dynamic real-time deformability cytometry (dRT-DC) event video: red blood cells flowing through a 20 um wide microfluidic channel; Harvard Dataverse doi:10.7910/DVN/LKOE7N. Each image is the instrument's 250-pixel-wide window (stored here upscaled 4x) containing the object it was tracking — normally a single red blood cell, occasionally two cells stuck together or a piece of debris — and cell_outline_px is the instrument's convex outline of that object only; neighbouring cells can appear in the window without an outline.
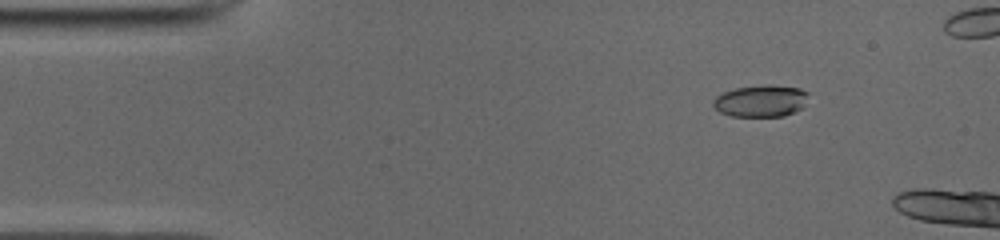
{"species": "common noctule bat (a hibernating species)", "species_latin": "Nyctalus noctula", "temperature_condition": "cold", "stored_images_in_passage": 9, "camera_frame_rate_fps": 3000, "um_per_image_px": 0.085, "animal": {"sex": "male", "body_mass_g": 19.0, "forearm_length_mm": 50.8}, "frame": {"image": 1, "passage_image": 6, "time_ms": 1.667, "image_size_px": [1000, 240], "cell_outline_px": [[808, 96], [800, 108], [784, 116], [732, 116], [720, 112], [712, 104], [712, 100], [716, 96], [724, 92], [736, 88], [800, 88], [808, 92]], "centroid_in_image_um": [64.61, 8.63], "position_along_channel_um": 20.4, "area_um2": 16.59}}